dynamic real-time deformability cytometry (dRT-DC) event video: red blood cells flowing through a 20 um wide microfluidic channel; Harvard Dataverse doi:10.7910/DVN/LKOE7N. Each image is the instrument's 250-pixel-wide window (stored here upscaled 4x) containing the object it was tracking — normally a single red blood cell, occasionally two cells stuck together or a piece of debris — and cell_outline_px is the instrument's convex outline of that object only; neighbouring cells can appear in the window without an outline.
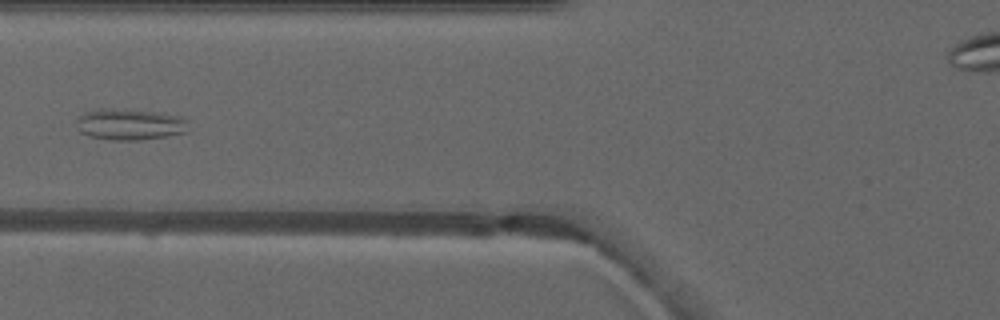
{"species": "common noctule bat (a hibernating species)", "species_latin": "Nyctalus noctula", "temperature_condition": "warm", "stored_images_in_passage": 7, "camera_frame_rate_fps": 3000, "um_per_image_px": 0.085, "animal": {"sex": "male", "forearm_length_mm": 52.5}, "frame": {"image": 1, "passage_image": 7, "time_ms": 7.0, "image_size_px": [1000, 320], "cell_outline_px": [[188, 132], [168, 136], [140, 140], [108, 140], [88, 136], [80, 132], [76, 128], [76, 120], [84, 112], [156, 112], [180, 116], [188, 120]], "centroid_in_image_um": [11.1, 10.65], "position_along_channel_um": 114.7, "area_um2": 19.54}}